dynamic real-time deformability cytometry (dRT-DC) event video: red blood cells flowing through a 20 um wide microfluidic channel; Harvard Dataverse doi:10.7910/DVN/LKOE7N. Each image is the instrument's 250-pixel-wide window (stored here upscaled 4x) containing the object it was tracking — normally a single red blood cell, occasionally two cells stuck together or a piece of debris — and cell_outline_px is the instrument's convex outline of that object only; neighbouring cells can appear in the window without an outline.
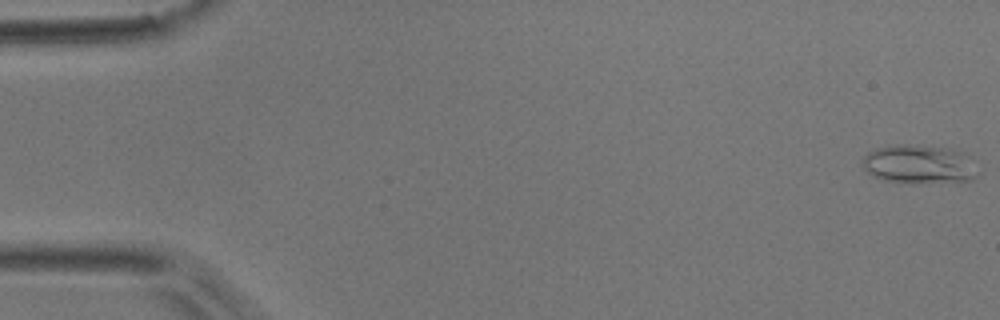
{"species": "common noctule bat (a hibernating species)", "species_latin": "Nyctalus noctula", "temperature_condition": "room temperature", "stored_images_in_passage": 28, "camera_frame_rate_fps": 3000, "um_per_image_px": 0.085, "animal": {"sex": "male", "body_mass_g": 17.9}, "frame": {"image": 1, "passage_image": 1, "time_ms": 0.0, "image_size_px": [1000, 320], "cell_outline_px": [[976, 176], [972, 180], [884, 180], [872, 176], [864, 168], [860, 160], [868, 152], [876, 148], [896, 144], [904, 144], [944, 148], [960, 152]], "centroid_in_image_um": [77.91, 13.91], "position_along_channel_um": 7.1, "area_um2": 24.1}}
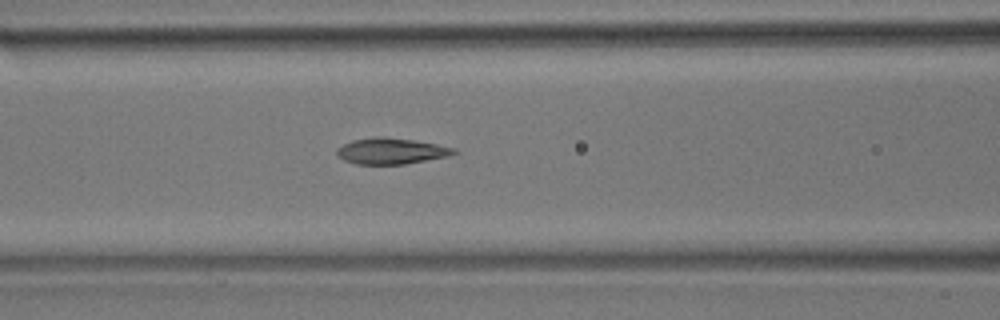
{"frame": {"image": 2, "passage_image": 21, "time_ms": 6.667, "image_size_px": [1000, 320], "cell_outline_px": [[460, 152], [448, 156], [404, 164], [356, 164], [344, 160], [336, 156], [336, 148], [352, 140], [412, 140], [436, 144], [456, 148]], "centroid_in_image_um": [33.28, 12.89], "position_along_channel_um": 133.3, "area_um2": 16.88}}
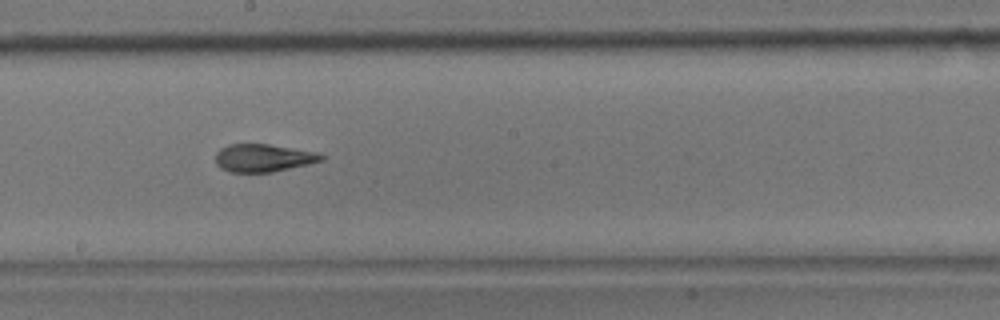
{"frame": {"image": 3, "passage_image": 28, "time_ms": 9.0, "image_size_px": [1000, 320], "cell_outline_px": [[324, 160], [308, 164], [272, 172], [228, 172], [220, 168], [216, 164], [216, 152], [220, 148], [228, 144], [268, 144], [316, 152], [324, 156]], "centroid_in_image_um": [22.34, 13.42], "position_along_channel_um": 225.9, "area_um2": 17.11}}